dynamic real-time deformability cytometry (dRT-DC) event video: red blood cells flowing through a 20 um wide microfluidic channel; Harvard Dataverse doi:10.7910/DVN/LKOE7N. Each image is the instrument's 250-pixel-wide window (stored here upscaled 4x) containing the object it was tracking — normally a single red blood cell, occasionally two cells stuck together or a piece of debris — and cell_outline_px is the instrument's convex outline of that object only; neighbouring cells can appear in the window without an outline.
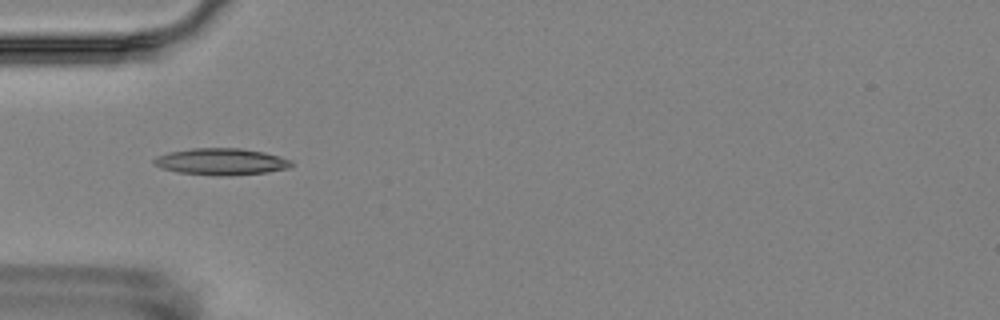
{"species": "Egyptian fruit bat (a non-hibernating species)", "species_latin": "Rousettus aegyptiacus", "temperature_condition": "room temperature", "stored_images_in_passage": 13, "camera_frame_rate_fps": 3000, "um_per_image_px": 0.085, "animal": {"sex": "female"}, "frame": {"image": 1, "passage_image": 6, "time_ms": 5.667, "image_size_px": [1000, 320], "cell_outline_px": [[292, 164], [288, 168], [268, 172], [224, 176], [216, 176], [176, 172], [160, 168], [152, 164], [152, 160], [156, 156], [168, 152], [192, 148], [240, 148], [264, 152], [280, 156], [292, 160]], "centroid_in_image_um": [18.75, 13.74], "position_along_channel_um": 66.2, "area_um2": 21.62}}
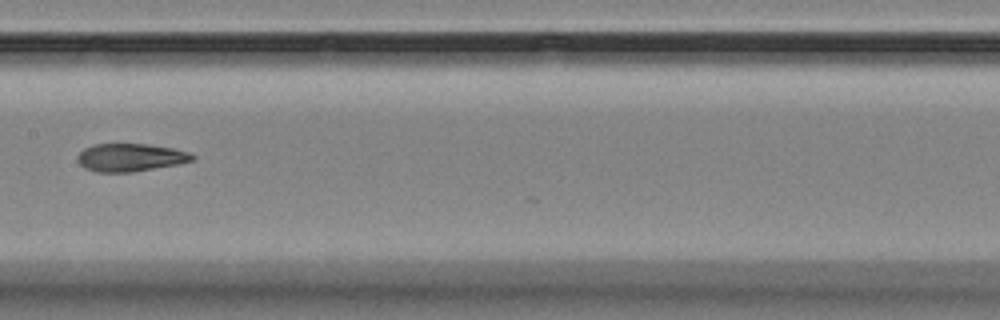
{"frame": {"image": 2, "passage_image": 9, "time_ms": 9.333, "image_size_px": [1000, 320], "cell_outline_px": [[196, 156], [192, 160], [176, 164], [132, 172], [96, 172], [84, 168], [76, 160], [76, 156], [84, 148], [92, 144], [148, 144], [172, 148], [188, 152]], "centroid_in_image_um": [11.02, 13.38], "position_along_channel_um": 196.4, "area_um2": 18.61}}
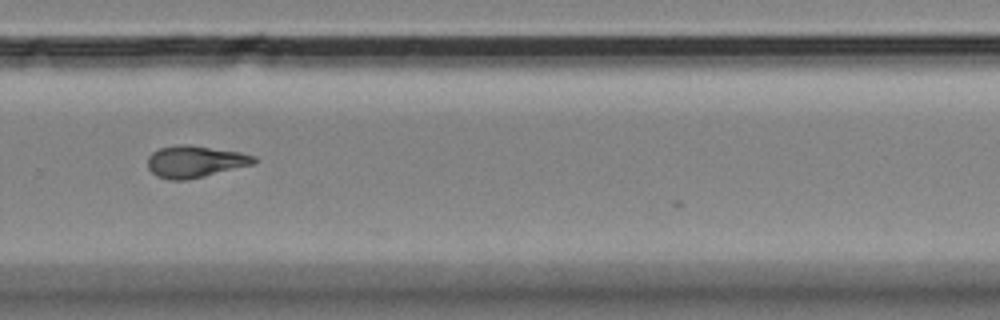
{"frame": {"image": 3, "passage_image": 12, "time_ms": 12.667, "image_size_px": [1000, 320], "cell_outline_px": [[256, 160], [252, 164], [204, 176], [184, 180], [168, 180], [156, 176], [148, 168], [148, 156], [152, 152], [160, 148], [180, 144], [188, 144], [240, 152], [256, 156]], "centroid_in_image_um": [16.54, 13.73], "position_along_channel_um": 313.3, "area_um2": 19.59}}